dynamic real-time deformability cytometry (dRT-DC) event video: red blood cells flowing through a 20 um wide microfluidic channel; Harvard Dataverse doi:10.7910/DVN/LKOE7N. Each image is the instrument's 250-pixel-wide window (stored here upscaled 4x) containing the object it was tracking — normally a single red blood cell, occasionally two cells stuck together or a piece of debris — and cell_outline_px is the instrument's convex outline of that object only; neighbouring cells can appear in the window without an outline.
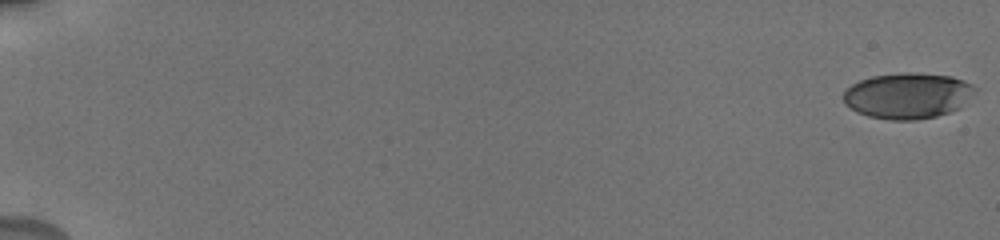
{"species": "human", "species_latin": "Homo sapiens", "temperature_condition": "cold", "stored_images_in_passage": 35, "camera_frame_rate_fps": 3000, "um_per_image_px": 0.085, "donor": {"sex": "male"}, "frame": {"image": 1, "passage_image": 1, "time_ms": 0.0, "image_size_px": [1000, 240], "cell_outline_px": [[976, 88], [960, 108], [936, 116], [916, 120], [892, 120], [868, 116], [856, 112], [844, 104], [844, 92], [852, 84], [860, 80], [872, 76], [904, 72], [916, 72], [952, 76], [964, 80], [972, 84]], "centroid_in_image_um": [77.14, 8.12], "position_along_channel_um": 7.9, "area_um2": 35.14}}
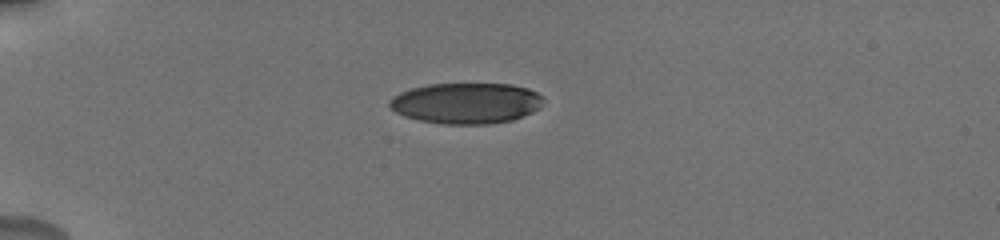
{"frame": {"image": 2, "passage_image": 22, "time_ms": 5.333, "image_size_px": [1000, 240], "cell_outline_px": [[544, 100], [540, 108], [532, 112], [512, 120], [488, 124], [444, 124], [420, 120], [404, 116], [396, 112], [388, 104], [388, 100], [392, 96], [400, 92], [412, 88], [428, 84], [512, 84], [528, 88], [544, 96]], "centroid_in_image_um": [39.64, 8.76], "position_along_channel_um": 45.4, "area_um2": 36.76}}
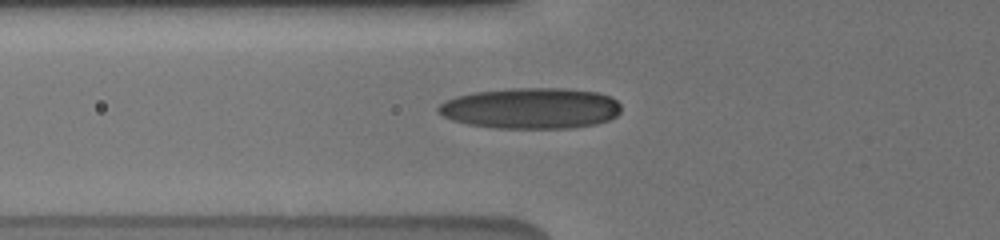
{"frame": {"image": 3, "passage_image": 32, "time_ms": 7.333, "image_size_px": [1000, 240], "cell_outline_px": [[620, 112], [616, 116], [608, 120], [596, 124], [572, 128], [500, 128], [468, 124], [452, 120], [436, 112], [436, 108], [444, 100], [456, 96], [472, 92], [512, 88], [564, 88], [596, 92], [608, 96], [616, 100], [620, 104]], "centroid_in_image_um": [45.1, 9.2], "position_along_channel_um": 80.7, "area_um2": 43.75}}